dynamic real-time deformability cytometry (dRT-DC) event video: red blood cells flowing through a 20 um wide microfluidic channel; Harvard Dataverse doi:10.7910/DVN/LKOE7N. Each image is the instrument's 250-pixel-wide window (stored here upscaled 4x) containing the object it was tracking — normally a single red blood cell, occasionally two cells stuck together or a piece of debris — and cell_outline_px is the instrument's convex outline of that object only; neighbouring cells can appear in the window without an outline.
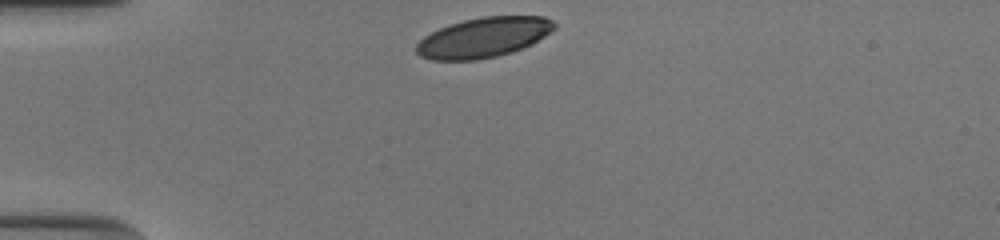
{"species": "human", "species_latin": "Homo sapiens", "temperature_condition": "cold", "stored_images_in_passage": 31, "camera_frame_rate_fps": 3000, "um_per_image_px": 0.085, "donor": {"sex": "male"}, "frame": {"image": 1, "passage_image": 1, "time_ms": 0.0, "image_size_px": [1000, 240], "cell_outline_px": [[556, 28], [532, 44], [512, 52], [496, 56], [476, 60], [432, 60], [420, 56], [416, 52], [416, 44], [424, 36], [448, 24], [464, 20], [484, 16], [544, 16], [552, 20], [556, 24]], "centroid_in_image_um": [41.1, 3.18], "position_along_channel_um": 43.9, "area_um2": 32.19}}
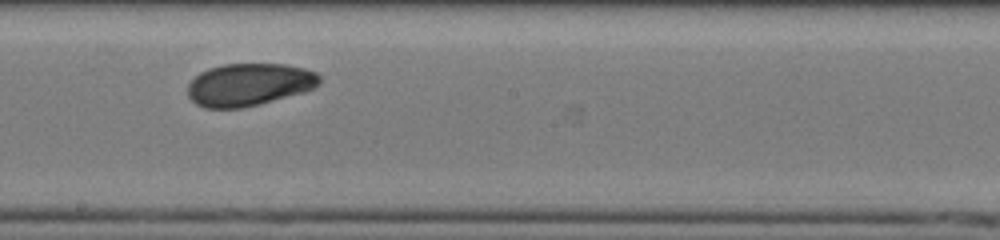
{"frame": {"image": 2, "passage_image": 18, "time_ms": 5.667, "image_size_px": [1000, 240], "cell_outline_px": [[320, 84], [304, 92], [240, 108], [204, 108], [196, 104], [188, 96], [188, 84], [200, 72], [208, 68], [224, 64], [284, 64], [304, 68], [316, 72], [320, 76]], "centroid_in_image_um": [21.16, 7.18], "position_along_channel_um": 227.0, "area_um2": 32.48}}
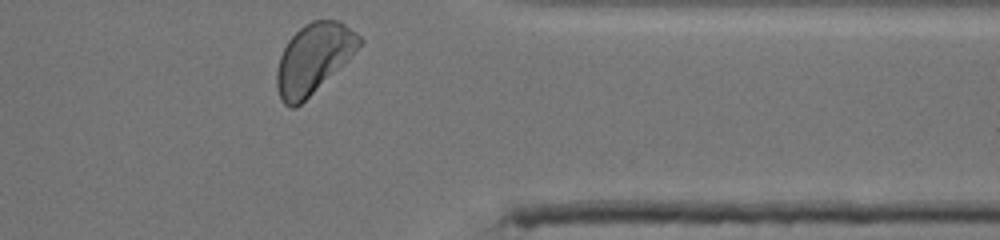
{"frame": {"image": 3, "passage_image": 31, "time_ms": 10.0, "image_size_px": [1000, 240], "cell_outline_px": [[364, 44], [344, 64], [300, 104], [292, 108], [288, 108], [280, 100], [276, 88], [276, 68], [280, 56], [288, 40], [304, 24], [312, 20], [340, 20], [356, 32], [364, 40]], "centroid_in_image_um": [26.66, 4.96], "position_along_channel_um": 384.7, "area_um2": 33.81}, "authors_computed_cell_mechanics": {"area_um2": 33.235, "velocity_mm_per_s": 3.8169, "shape_relaxation_time_tau1_ms": 4.9693, "shape_relaxation_time_tau2_ms": 3.7314, "deformation_change_tau1": 0.1238, "deformation_change_tau2": 0.0752}}